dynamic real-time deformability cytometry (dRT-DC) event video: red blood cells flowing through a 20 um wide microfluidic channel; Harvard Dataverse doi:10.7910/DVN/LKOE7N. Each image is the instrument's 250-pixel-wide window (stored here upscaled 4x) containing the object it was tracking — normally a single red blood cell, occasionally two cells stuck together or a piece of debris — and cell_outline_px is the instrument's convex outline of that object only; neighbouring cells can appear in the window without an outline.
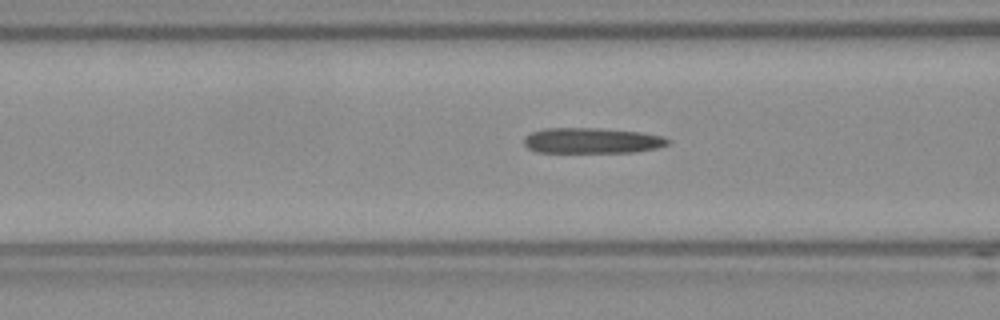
{"species": "Egyptian fruit bat (a non-hibernating species)", "species_latin": "Rousettus aegyptiacus", "temperature_condition": "room temperature", "stored_images_in_passage": 28, "camera_frame_rate_fps": 3000, "um_per_image_px": 0.085, "frame": {"image": 1, "passage_image": 5, "time_ms": 1.333, "image_size_px": [1000, 320], "cell_outline_px": [[672, 140], [668, 144], [656, 148], [632, 152], [536, 152], [528, 148], [524, 144], [524, 136], [532, 132], [544, 128], [600, 128], [640, 132], [660, 136]], "centroid_in_image_um": [50.28, 11.95], "position_along_channel_um": 116.3, "area_um2": 21.39}}